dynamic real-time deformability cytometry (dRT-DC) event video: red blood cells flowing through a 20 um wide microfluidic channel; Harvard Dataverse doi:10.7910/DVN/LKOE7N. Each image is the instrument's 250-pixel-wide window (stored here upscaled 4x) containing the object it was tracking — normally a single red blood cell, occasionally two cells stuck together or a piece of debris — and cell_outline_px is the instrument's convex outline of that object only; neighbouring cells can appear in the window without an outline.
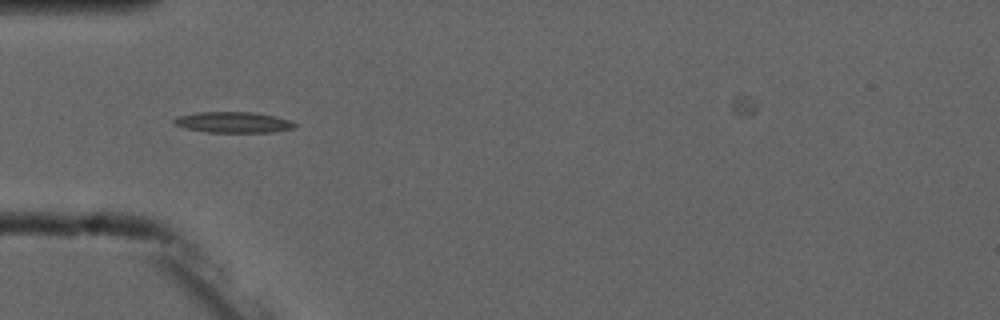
{"species": "common noctule bat (a hibernating species)", "species_latin": "Nyctalus noctula", "temperature_condition": "cold", "stored_images_in_passage": 9, "camera_frame_rate_fps": 3000, "um_per_image_px": 0.085, "animal": {"sex": "male", "forearm_length_mm": 52.5}, "frame": {"image": 1, "passage_image": 4, "time_ms": 3.333, "image_size_px": [1000, 320], "cell_outline_px": [[296, 128], [272, 132], [208, 132], [184, 128], [176, 124], [172, 120], [176, 116], [196, 112], [252, 112], [276, 116], [288, 120], [296, 124]], "centroid_in_image_um": [19.81, 10.39], "position_along_channel_um": 65.2, "area_um2": 14.68}}
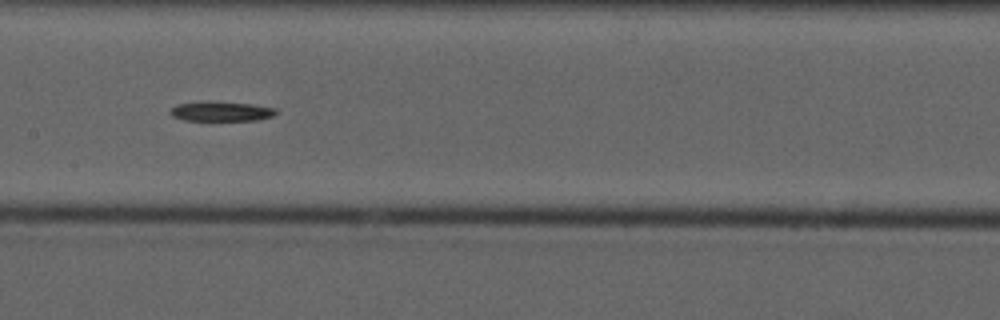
{"frame": {"image": 2, "passage_image": 7, "time_ms": 6.667, "image_size_px": [1000, 320], "cell_outline_px": [[280, 112], [272, 116], [256, 120], [184, 120], [172, 116], [168, 112], [176, 104], [204, 100], [212, 100], [252, 104], [276, 108]], "centroid_in_image_um": [18.78, 9.44], "position_along_channel_um": 188.6, "area_um2": 12.48}}
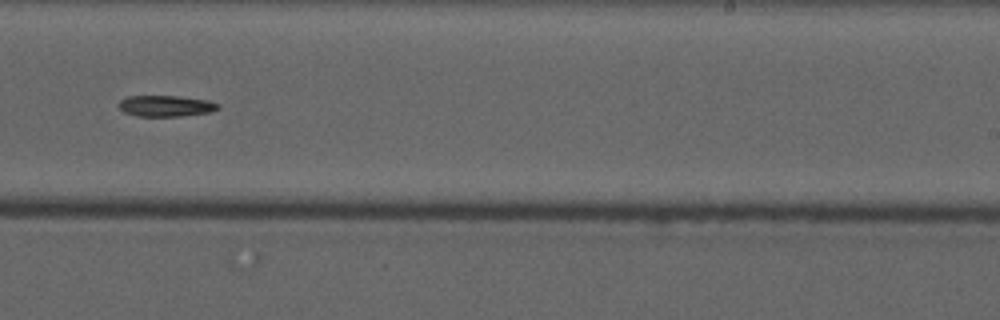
{"frame": {"image": 3, "passage_image": 9, "time_ms": 9.0, "image_size_px": [1000, 320], "cell_outline_px": [[220, 108], [212, 112], [180, 116], [136, 116], [124, 112], [120, 108], [120, 100], [128, 96], [176, 96], [208, 100], [220, 104]], "centroid_in_image_um": [14.13, 9.01], "position_along_channel_um": 274.9, "area_um2": 12.2}}